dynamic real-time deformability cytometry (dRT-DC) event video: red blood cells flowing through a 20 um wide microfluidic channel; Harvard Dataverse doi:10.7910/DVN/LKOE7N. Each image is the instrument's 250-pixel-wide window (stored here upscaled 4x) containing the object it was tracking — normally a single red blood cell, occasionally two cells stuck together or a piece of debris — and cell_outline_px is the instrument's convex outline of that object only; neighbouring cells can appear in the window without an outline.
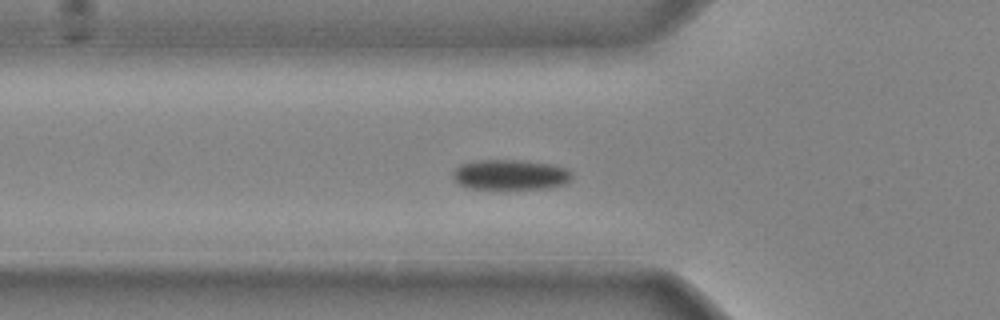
{"species": "common noctule bat (a hibernating species)", "species_latin": "Nyctalus noctula", "temperature_condition": "cold", "stored_images_in_passage": 30, "camera_frame_rate_fps": 3000, "um_per_image_px": 0.085, "animal": {"sex": "male", "body_mass_g": 20.4}, "frame": {"image": 1, "passage_image": 2, "time_ms": 0.333, "image_size_px": [1000, 320], "cell_outline_px": [[572, 176], [564, 184], [548, 188], [468, 188], [460, 184], [452, 176], [452, 172], [460, 164], [476, 160], [516, 160], [552, 164], [564, 168]], "centroid_in_image_um": [43.33, 14.84], "position_along_channel_um": 82.5, "area_um2": 20.58}}
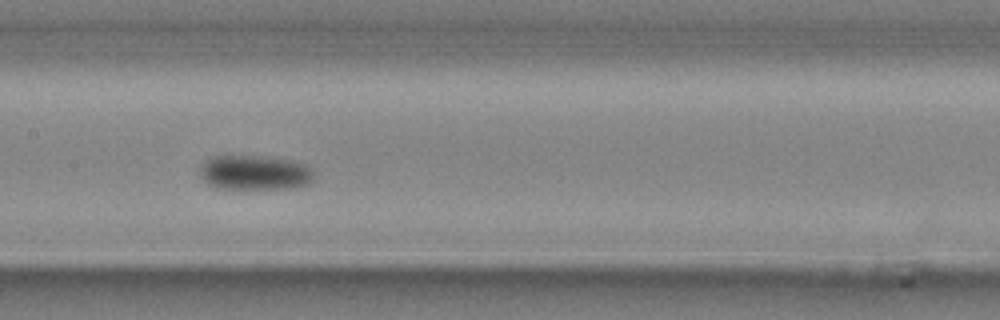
{"frame": {"image": 2, "passage_image": 9, "time_ms": 2.667, "image_size_px": [1000, 320], "cell_outline_px": [[312, 180], [308, 184], [296, 188], [220, 188], [208, 184], [204, 180], [200, 172], [200, 168], [212, 156], [260, 156], [292, 160], [304, 164], [312, 168]], "centroid_in_image_um": [21.69, 14.67], "position_along_channel_um": 185.7, "area_um2": 22.77}}
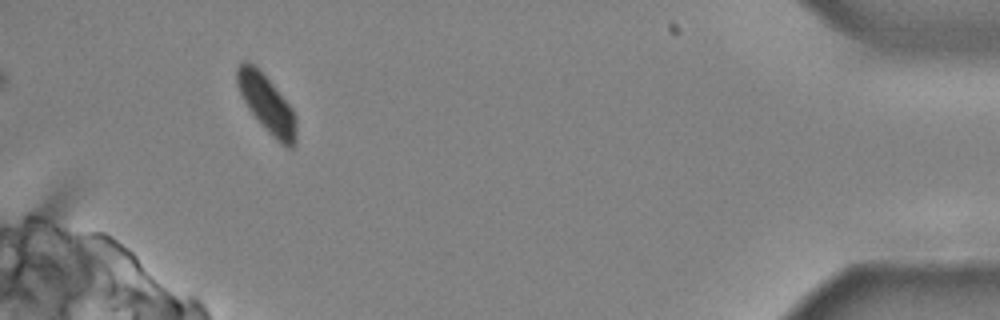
{"frame": {"image": 3, "passage_image": 28, "time_ms": 9.0, "image_size_px": [1000, 320], "cell_outline_px": [[296, 140], [292, 148], [288, 148], [280, 144], [268, 132], [248, 108], [236, 84], [236, 68], [240, 60], [248, 60], [272, 84], [292, 108], [296, 116]], "centroid_in_image_um": [22.67, 8.83], "position_along_channel_um": 412.5, "area_um2": 19.59}}